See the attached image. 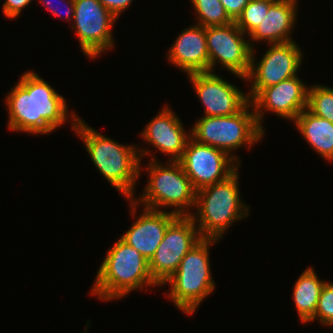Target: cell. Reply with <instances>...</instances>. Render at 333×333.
I'll list each match as a JSON object with an SVG mask.
<instances>
[{
	"mask_svg": "<svg viewBox=\"0 0 333 333\" xmlns=\"http://www.w3.org/2000/svg\"><path fill=\"white\" fill-rule=\"evenodd\" d=\"M308 86L299 76L291 77L280 83L263 88L250 102L253 105L259 127L266 111L279 117L294 121L307 108ZM266 110V111H265ZM264 111V112H263Z\"/></svg>",
	"mask_w": 333,
	"mask_h": 333,
	"instance_id": "13",
	"label": "cell"
},
{
	"mask_svg": "<svg viewBox=\"0 0 333 333\" xmlns=\"http://www.w3.org/2000/svg\"><path fill=\"white\" fill-rule=\"evenodd\" d=\"M297 2L298 0H277L269 6L261 23L248 35L252 49H254L253 41L254 43L266 41L267 45L294 41L290 37V32L296 23Z\"/></svg>",
	"mask_w": 333,
	"mask_h": 333,
	"instance_id": "18",
	"label": "cell"
},
{
	"mask_svg": "<svg viewBox=\"0 0 333 333\" xmlns=\"http://www.w3.org/2000/svg\"><path fill=\"white\" fill-rule=\"evenodd\" d=\"M215 73L188 74L201 104L204 116H229L241 111L250 101L248 94Z\"/></svg>",
	"mask_w": 333,
	"mask_h": 333,
	"instance_id": "14",
	"label": "cell"
},
{
	"mask_svg": "<svg viewBox=\"0 0 333 333\" xmlns=\"http://www.w3.org/2000/svg\"><path fill=\"white\" fill-rule=\"evenodd\" d=\"M250 0H220L228 16L235 22Z\"/></svg>",
	"mask_w": 333,
	"mask_h": 333,
	"instance_id": "27",
	"label": "cell"
},
{
	"mask_svg": "<svg viewBox=\"0 0 333 333\" xmlns=\"http://www.w3.org/2000/svg\"><path fill=\"white\" fill-rule=\"evenodd\" d=\"M189 215H178L167 227L163 240L149 261L150 275L161 287L177 270L188 251L201 240Z\"/></svg>",
	"mask_w": 333,
	"mask_h": 333,
	"instance_id": "10",
	"label": "cell"
},
{
	"mask_svg": "<svg viewBox=\"0 0 333 333\" xmlns=\"http://www.w3.org/2000/svg\"><path fill=\"white\" fill-rule=\"evenodd\" d=\"M269 46V50L260 58L259 64L255 63V49H252L250 71L246 77L247 83H252L248 92L249 101L263 88L297 76L301 67L303 53L295 41L269 44Z\"/></svg>",
	"mask_w": 333,
	"mask_h": 333,
	"instance_id": "9",
	"label": "cell"
},
{
	"mask_svg": "<svg viewBox=\"0 0 333 333\" xmlns=\"http://www.w3.org/2000/svg\"><path fill=\"white\" fill-rule=\"evenodd\" d=\"M326 281L321 280L313 267H308L296 280L292 299L301 323H309L315 316L321 290Z\"/></svg>",
	"mask_w": 333,
	"mask_h": 333,
	"instance_id": "20",
	"label": "cell"
},
{
	"mask_svg": "<svg viewBox=\"0 0 333 333\" xmlns=\"http://www.w3.org/2000/svg\"><path fill=\"white\" fill-rule=\"evenodd\" d=\"M149 286H159L150 275L149 261L119 238L107 251L90 294L111 301Z\"/></svg>",
	"mask_w": 333,
	"mask_h": 333,
	"instance_id": "3",
	"label": "cell"
},
{
	"mask_svg": "<svg viewBox=\"0 0 333 333\" xmlns=\"http://www.w3.org/2000/svg\"><path fill=\"white\" fill-rule=\"evenodd\" d=\"M293 122L304 140L321 158L333 161V123L312 114L307 108Z\"/></svg>",
	"mask_w": 333,
	"mask_h": 333,
	"instance_id": "19",
	"label": "cell"
},
{
	"mask_svg": "<svg viewBox=\"0 0 333 333\" xmlns=\"http://www.w3.org/2000/svg\"><path fill=\"white\" fill-rule=\"evenodd\" d=\"M33 0H5L2 4L4 16L9 19H16L20 16L25 7L30 5Z\"/></svg>",
	"mask_w": 333,
	"mask_h": 333,
	"instance_id": "25",
	"label": "cell"
},
{
	"mask_svg": "<svg viewBox=\"0 0 333 333\" xmlns=\"http://www.w3.org/2000/svg\"><path fill=\"white\" fill-rule=\"evenodd\" d=\"M166 105L144 127L141 137L160 151L167 154L169 161H179L191 133L185 131L180 118Z\"/></svg>",
	"mask_w": 333,
	"mask_h": 333,
	"instance_id": "15",
	"label": "cell"
},
{
	"mask_svg": "<svg viewBox=\"0 0 333 333\" xmlns=\"http://www.w3.org/2000/svg\"><path fill=\"white\" fill-rule=\"evenodd\" d=\"M190 133L197 142L224 151L240 165L241 160L234 151L245 145L250 150L264 137L265 131L259 127L253 105L249 102L241 111L229 116L197 119Z\"/></svg>",
	"mask_w": 333,
	"mask_h": 333,
	"instance_id": "7",
	"label": "cell"
},
{
	"mask_svg": "<svg viewBox=\"0 0 333 333\" xmlns=\"http://www.w3.org/2000/svg\"><path fill=\"white\" fill-rule=\"evenodd\" d=\"M238 173L239 169L227 179L196 192L194 208L197 212L189 216L201 238L221 240L234 222L249 216L250 207L240 197Z\"/></svg>",
	"mask_w": 333,
	"mask_h": 333,
	"instance_id": "4",
	"label": "cell"
},
{
	"mask_svg": "<svg viewBox=\"0 0 333 333\" xmlns=\"http://www.w3.org/2000/svg\"><path fill=\"white\" fill-rule=\"evenodd\" d=\"M307 109L333 123V88L320 84L309 86Z\"/></svg>",
	"mask_w": 333,
	"mask_h": 333,
	"instance_id": "22",
	"label": "cell"
},
{
	"mask_svg": "<svg viewBox=\"0 0 333 333\" xmlns=\"http://www.w3.org/2000/svg\"><path fill=\"white\" fill-rule=\"evenodd\" d=\"M166 59L187 75L209 72L206 28L198 24L185 28L168 50Z\"/></svg>",
	"mask_w": 333,
	"mask_h": 333,
	"instance_id": "17",
	"label": "cell"
},
{
	"mask_svg": "<svg viewBox=\"0 0 333 333\" xmlns=\"http://www.w3.org/2000/svg\"><path fill=\"white\" fill-rule=\"evenodd\" d=\"M117 18L99 0H74L75 29L79 46L89 59H96L114 46L112 26Z\"/></svg>",
	"mask_w": 333,
	"mask_h": 333,
	"instance_id": "8",
	"label": "cell"
},
{
	"mask_svg": "<svg viewBox=\"0 0 333 333\" xmlns=\"http://www.w3.org/2000/svg\"><path fill=\"white\" fill-rule=\"evenodd\" d=\"M177 216L172 211L144 207L143 212L120 238L150 261L163 240L168 225Z\"/></svg>",
	"mask_w": 333,
	"mask_h": 333,
	"instance_id": "16",
	"label": "cell"
},
{
	"mask_svg": "<svg viewBox=\"0 0 333 333\" xmlns=\"http://www.w3.org/2000/svg\"><path fill=\"white\" fill-rule=\"evenodd\" d=\"M40 2L42 4H44L48 8V10H50L52 12L53 15H55L57 17H60L62 15L61 12L59 13V11H60V9L58 8L59 5L57 6L54 3L52 4V2L49 1V0H40ZM56 3H58V4L60 3V5L63 3L64 6H65V8L68 7V8H66L67 9L66 14L63 17H65L64 19H66L69 22L71 20L73 21V16H74V0H61V1L58 0V2H56ZM57 8L59 10H57ZM60 8H62V7L60 6Z\"/></svg>",
	"mask_w": 333,
	"mask_h": 333,
	"instance_id": "26",
	"label": "cell"
},
{
	"mask_svg": "<svg viewBox=\"0 0 333 333\" xmlns=\"http://www.w3.org/2000/svg\"><path fill=\"white\" fill-rule=\"evenodd\" d=\"M5 97L8 129L36 135H46L69 119L72 130L79 118L69 114L66 99L34 71H27ZM69 112V113H68Z\"/></svg>",
	"mask_w": 333,
	"mask_h": 333,
	"instance_id": "1",
	"label": "cell"
},
{
	"mask_svg": "<svg viewBox=\"0 0 333 333\" xmlns=\"http://www.w3.org/2000/svg\"><path fill=\"white\" fill-rule=\"evenodd\" d=\"M116 18L132 5L133 0H99Z\"/></svg>",
	"mask_w": 333,
	"mask_h": 333,
	"instance_id": "28",
	"label": "cell"
},
{
	"mask_svg": "<svg viewBox=\"0 0 333 333\" xmlns=\"http://www.w3.org/2000/svg\"><path fill=\"white\" fill-rule=\"evenodd\" d=\"M196 21L203 27L221 26L234 22L227 14L220 0H191Z\"/></svg>",
	"mask_w": 333,
	"mask_h": 333,
	"instance_id": "21",
	"label": "cell"
},
{
	"mask_svg": "<svg viewBox=\"0 0 333 333\" xmlns=\"http://www.w3.org/2000/svg\"><path fill=\"white\" fill-rule=\"evenodd\" d=\"M273 2L272 0H250L235 21L237 27L248 36L261 23Z\"/></svg>",
	"mask_w": 333,
	"mask_h": 333,
	"instance_id": "23",
	"label": "cell"
},
{
	"mask_svg": "<svg viewBox=\"0 0 333 333\" xmlns=\"http://www.w3.org/2000/svg\"><path fill=\"white\" fill-rule=\"evenodd\" d=\"M155 158L154 154L151 155L150 163L148 166L145 165V170L149 171V179L142 195L128 201L131 216H136L139 203L145 208L161 211L164 207H172L174 210L171 211L177 215H190V209L195 207L196 198L190 178L179 161H168L165 166Z\"/></svg>",
	"mask_w": 333,
	"mask_h": 333,
	"instance_id": "5",
	"label": "cell"
},
{
	"mask_svg": "<svg viewBox=\"0 0 333 333\" xmlns=\"http://www.w3.org/2000/svg\"><path fill=\"white\" fill-rule=\"evenodd\" d=\"M325 282L320 297L318 299V305L315 312V316L309 321L317 320L321 325L332 327L333 326V283Z\"/></svg>",
	"mask_w": 333,
	"mask_h": 333,
	"instance_id": "24",
	"label": "cell"
},
{
	"mask_svg": "<svg viewBox=\"0 0 333 333\" xmlns=\"http://www.w3.org/2000/svg\"><path fill=\"white\" fill-rule=\"evenodd\" d=\"M73 131L80 136L94 166L112 187L128 200L135 198L136 180L144 170L141 169L142 158L151 155V151L114 141L89 127L80 117Z\"/></svg>",
	"mask_w": 333,
	"mask_h": 333,
	"instance_id": "2",
	"label": "cell"
},
{
	"mask_svg": "<svg viewBox=\"0 0 333 333\" xmlns=\"http://www.w3.org/2000/svg\"><path fill=\"white\" fill-rule=\"evenodd\" d=\"M247 35L235 22L206 27L209 72L214 73L218 63L238 78L246 80L251 66L252 48Z\"/></svg>",
	"mask_w": 333,
	"mask_h": 333,
	"instance_id": "11",
	"label": "cell"
},
{
	"mask_svg": "<svg viewBox=\"0 0 333 333\" xmlns=\"http://www.w3.org/2000/svg\"><path fill=\"white\" fill-rule=\"evenodd\" d=\"M179 162L196 192L227 179L240 166L224 151L199 143L192 137Z\"/></svg>",
	"mask_w": 333,
	"mask_h": 333,
	"instance_id": "12",
	"label": "cell"
},
{
	"mask_svg": "<svg viewBox=\"0 0 333 333\" xmlns=\"http://www.w3.org/2000/svg\"><path fill=\"white\" fill-rule=\"evenodd\" d=\"M218 241L202 238L184 256L176 272L162 284L171 286L166 296L186 315H192L216 287L211 275L209 249Z\"/></svg>",
	"mask_w": 333,
	"mask_h": 333,
	"instance_id": "6",
	"label": "cell"
}]
</instances>
